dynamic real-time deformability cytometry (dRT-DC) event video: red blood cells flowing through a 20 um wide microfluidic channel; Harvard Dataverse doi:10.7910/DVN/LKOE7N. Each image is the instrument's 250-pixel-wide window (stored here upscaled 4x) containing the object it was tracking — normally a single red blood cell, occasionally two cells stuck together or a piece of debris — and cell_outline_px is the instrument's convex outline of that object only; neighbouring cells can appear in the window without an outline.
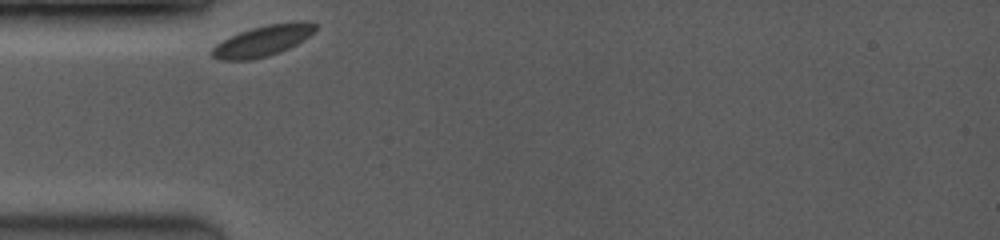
{"species": "common noctule bat (a hibernating species)", "species_latin": "Nyctalus noctula", "temperature_condition": "room temperature", "stored_images_in_passage": 8, "camera_frame_rate_fps": 3500, "um_per_image_px": 0.085, "animal": {"sex": "female", "body_mass_g": 19.0, "forearm_length_mm": 53.3}, "frame": {"image": 1, "passage_image": 1, "time_ms": 0.0, "image_size_px": [1000, 240], "cell_outline_px": [[316, 28], [308, 36], [296, 44], [280, 52], [268, 56], [252, 60], [220, 60], [212, 56], [212, 48], [216, 44], [240, 32], [252, 28], [268, 24], [292, 20], [308, 20], [316, 24]], "centroid_in_image_um": [22.37, 3.45], "position_along_channel_um": 62.6, "area_um2": 18.55}}
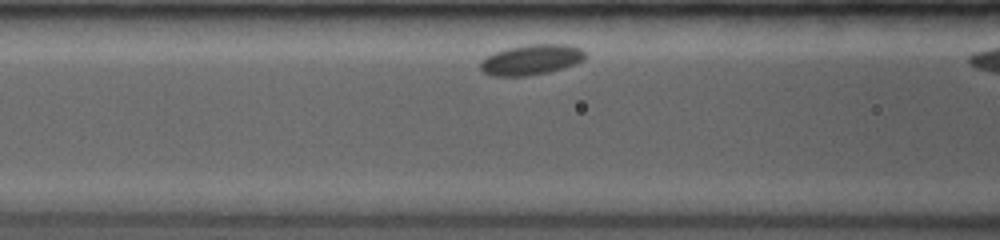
{"frame": {"image": 2, "passage_image": 7, "time_ms": 1.714, "image_size_px": [1000, 240], "cell_outline_px": [[584, 60], [576, 64], [548, 72], [528, 76], [492, 76], [484, 72], [480, 68], [480, 60], [496, 52], [508, 48], [528, 44], [568, 44], [580, 48], [584, 52]], "centroid_in_image_um": [45.16, 5.08], "position_along_channel_um": 121.4, "area_um2": 18.5}}